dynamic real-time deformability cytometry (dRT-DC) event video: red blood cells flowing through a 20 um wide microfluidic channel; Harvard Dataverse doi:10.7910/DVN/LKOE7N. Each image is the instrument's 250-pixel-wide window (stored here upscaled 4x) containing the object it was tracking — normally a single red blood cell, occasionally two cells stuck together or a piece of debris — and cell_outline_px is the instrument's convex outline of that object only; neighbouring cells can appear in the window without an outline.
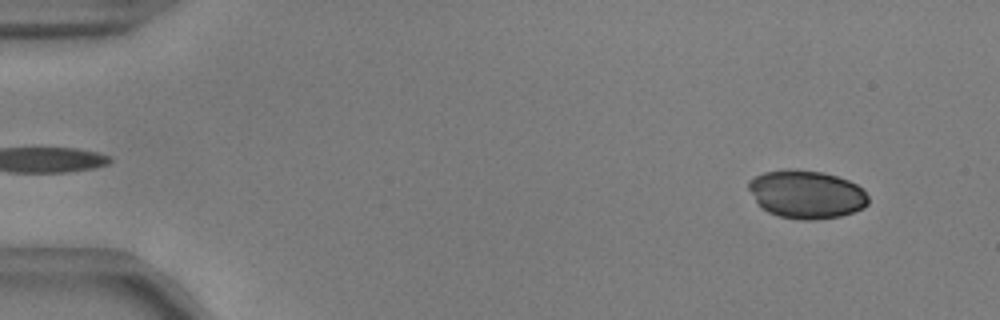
{"species": "common noctule bat (a hibernating species)", "species_latin": "Nyctalus noctula", "temperature_condition": "warm", "stored_images_in_passage": 53, "camera_frame_rate_fps": 3000, "um_per_image_px": 0.085, "animal": {"sex": "male", "body_mass_g": 17.9, "forearm_length_mm": 54.2}, "frame": {"image": 1, "passage_image": 4, "time_ms": 1.0, "image_size_px": [1000, 320], "cell_outline_px": [[868, 204], [864, 208], [840, 216], [812, 220], [804, 220], [780, 216], [768, 212], [760, 208], [756, 204], [748, 188], [748, 180], [764, 172], [788, 168], [792, 168], [824, 172], [848, 180], [856, 184], [868, 196]], "centroid_in_image_um": [68.51, 16.51], "position_along_channel_um": 16.5, "area_um2": 33.81}}